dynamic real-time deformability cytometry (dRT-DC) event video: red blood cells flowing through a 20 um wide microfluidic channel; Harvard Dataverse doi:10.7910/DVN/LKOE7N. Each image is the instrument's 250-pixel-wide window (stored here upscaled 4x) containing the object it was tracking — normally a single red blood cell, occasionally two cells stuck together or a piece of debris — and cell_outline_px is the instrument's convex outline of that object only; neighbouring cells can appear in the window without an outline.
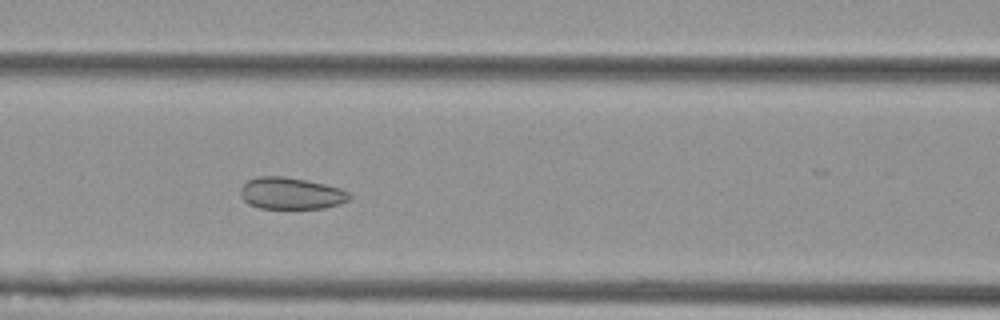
{"species": "Egyptian fruit bat (a non-hibernating species)", "species_latin": "Rousettus aegyptiacus", "temperature_condition": "cold", "stored_images_in_passage": 4, "camera_frame_rate_fps": 3000, "um_per_image_px": 0.085, "animal": {"sex": "female"}, "frame": {"image": 1, "passage_image": 4, "time_ms": 1.0, "image_size_px": [1000, 320], "cell_outline_px": [[352, 196], [348, 200], [340, 204], [324, 208], [260, 208], [248, 204], [240, 196], [240, 188], [248, 180], [256, 176], [284, 176], [308, 180], [340, 188], [348, 192]], "centroid_in_image_um": [24.72, 16.43], "position_along_channel_um": 141.9, "area_um2": 20.29}}